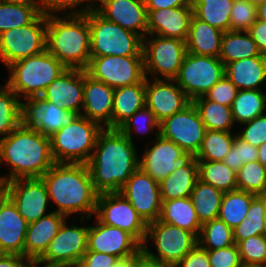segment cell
<instances>
[{
	"label": "cell",
	"instance_id": "48",
	"mask_svg": "<svg viewBox=\"0 0 266 267\" xmlns=\"http://www.w3.org/2000/svg\"><path fill=\"white\" fill-rule=\"evenodd\" d=\"M257 20V6L249 0H234L230 15V30L248 32Z\"/></svg>",
	"mask_w": 266,
	"mask_h": 267
},
{
	"label": "cell",
	"instance_id": "55",
	"mask_svg": "<svg viewBox=\"0 0 266 267\" xmlns=\"http://www.w3.org/2000/svg\"><path fill=\"white\" fill-rule=\"evenodd\" d=\"M175 267H211L208 251L197 244Z\"/></svg>",
	"mask_w": 266,
	"mask_h": 267
},
{
	"label": "cell",
	"instance_id": "22",
	"mask_svg": "<svg viewBox=\"0 0 266 267\" xmlns=\"http://www.w3.org/2000/svg\"><path fill=\"white\" fill-rule=\"evenodd\" d=\"M94 9L108 21L139 35L147 34L148 13L144 0H98Z\"/></svg>",
	"mask_w": 266,
	"mask_h": 267
},
{
	"label": "cell",
	"instance_id": "63",
	"mask_svg": "<svg viewBox=\"0 0 266 267\" xmlns=\"http://www.w3.org/2000/svg\"><path fill=\"white\" fill-rule=\"evenodd\" d=\"M257 19L266 22V2L257 6Z\"/></svg>",
	"mask_w": 266,
	"mask_h": 267
},
{
	"label": "cell",
	"instance_id": "11",
	"mask_svg": "<svg viewBox=\"0 0 266 267\" xmlns=\"http://www.w3.org/2000/svg\"><path fill=\"white\" fill-rule=\"evenodd\" d=\"M143 39L144 72L161 74L163 79L174 80L187 53L185 41L178 38H164L149 35Z\"/></svg>",
	"mask_w": 266,
	"mask_h": 267
},
{
	"label": "cell",
	"instance_id": "42",
	"mask_svg": "<svg viewBox=\"0 0 266 267\" xmlns=\"http://www.w3.org/2000/svg\"><path fill=\"white\" fill-rule=\"evenodd\" d=\"M235 135L231 131L206 130L197 160L222 161L231 149Z\"/></svg>",
	"mask_w": 266,
	"mask_h": 267
},
{
	"label": "cell",
	"instance_id": "47",
	"mask_svg": "<svg viewBox=\"0 0 266 267\" xmlns=\"http://www.w3.org/2000/svg\"><path fill=\"white\" fill-rule=\"evenodd\" d=\"M241 262L244 265H266V236L256 235L238 244Z\"/></svg>",
	"mask_w": 266,
	"mask_h": 267
},
{
	"label": "cell",
	"instance_id": "43",
	"mask_svg": "<svg viewBox=\"0 0 266 267\" xmlns=\"http://www.w3.org/2000/svg\"><path fill=\"white\" fill-rule=\"evenodd\" d=\"M0 88V136L7 137L21 124L20 98L5 84Z\"/></svg>",
	"mask_w": 266,
	"mask_h": 267
},
{
	"label": "cell",
	"instance_id": "52",
	"mask_svg": "<svg viewBox=\"0 0 266 267\" xmlns=\"http://www.w3.org/2000/svg\"><path fill=\"white\" fill-rule=\"evenodd\" d=\"M246 126L237 135L253 146L259 147L266 141V113L259 115L249 122L243 123Z\"/></svg>",
	"mask_w": 266,
	"mask_h": 267
},
{
	"label": "cell",
	"instance_id": "4",
	"mask_svg": "<svg viewBox=\"0 0 266 267\" xmlns=\"http://www.w3.org/2000/svg\"><path fill=\"white\" fill-rule=\"evenodd\" d=\"M90 43L87 14L47 16L46 50L67 69H86L91 58Z\"/></svg>",
	"mask_w": 266,
	"mask_h": 267
},
{
	"label": "cell",
	"instance_id": "6",
	"mask_svg": "<svg viewBox=\"0 0 266 267\" xmlns=\"http://www.w3.org/2000/svg\"><path fill=\"white\" fill-rule=\"evenodd\" d=\"M102 129L98 123L78 115L70 124L50 137L55 163L87 164Z\"/></svg>",
	"mask_w": 266,
	"mask_h": 267
},
{
	"label": "cell",
	"instance_id": "39",
	"mask_svg": "<svg viewBox=\"0 0 266 267\" xmlns=\"http://www.w3.org/2000/svg\"><path fill=\"white\" fill-rule=\"evenodd\" d=\"M199 180L223 192L237 190L236 172L222 161L197 160Z\"/></svg>",
	"mask_w": 266,
	"mask_h": 267
},
{
	"label": "cell",
	"instance_id": "30",
	"mask_svg": "<svg viewBox=\"0 0 266 267\" xmlns=\"http://www.w3.org/2000/svg\"><path fill=\"white\" fill-rule=\"evenodd\" d=\"M146 82L115 88L112 110V129H118L136 111L146 106Z\"/></svg>",
	"mask_w": 266,
	"mask_h": 267
},
{
	"label": "cell",
	"instance_id": "58",
	"mask_svg": "<svg viewBox=\"0 0 266 267\" xmlns=\"http://www.w3.org/2000/svg\"><path fill=\"white\" fill-rule=\"evenodd\" d=\"M27 263L28 260L22 255L0 253V267H26Z\"/></svg>",
	"mask_w": 266,
	"mask_h": 267
},
{
	"label": "cell",
	"instance_id": "10",
	"mask_svg": "<svg viewBox=\"0 0 266 267\" xmlns=\"http://www.w3.org/2000/svg\"><path fill=\"white\" fill-rule=\"evenodd\" d=\"M149 238L154 242L158 254L152 253L145 245ZM197 244V237L193 233L156 220L148 223L142 250L149 257L175 267Z\"/></svg>",
	"mask_w": 266,
	"mask_h": 267
},
{
	"label": "cell",
	"instance_id": "1",
	"mask_svg": "<svg viewBox=\"0 0 266 267\" xmlns=\"http://www.w3.org/2000/svg\"><path fill=\"white\" fill-rule=\"evenodd\" d=\"M87 165L96 192L113 193L139 168V158L134 142L119 129L103 128Z\"/></svg>",
	"mask_w": 266,
	"mask_h": 267
},
{
	"label": "cell",
	"instance_id": "7",
	"mask_svg": "<svg viewBox=\"0 0 266 267\" xmlns=\"http://www.w3.org/2000/svg\"><path fill=\"white\" fill-rule=\"evenodd\" d=\"M90 28V57L143 56V39L108 21L95 9L87 13Z\"/></svg>",
	"mask_w": 266,
	"mask_h": 267
},
{
	"label": "cell",
	"instance_id": "53",
	"mask_svg": "<svg viewBox=\"0 0 266 267\" xmlns=\"http://www.w3.org/2000/svg\"><path fill=\"white\" fill-rule=\"evenodd\" d=\"M238 93V88L224 76L205 95L208 100L231 107Z\"/></svg>",
	"mask_w": 266,
	"mask_h": 267
},
{
	"label": "cell",
	"instance_id": "65",
	"mask_svg": "<svg viewBox=\"0 0 266 267\" xmlns=\"http://www.w3.org/2000/svg\"><path fill=\"white\" fill-rule=\"evenodd\" d=\"M253 5L258 6L261 3L266 2V0H249Z\"/></svg>",
	"mask_w": 266,
	"mask_h": 267
},
{
	"label": "cell",
	"instance_id": "57",
	"mask_svg": "<svg viewBox=\"0 0 266 267\" xmlns=\"http://www.w3.org/2000/svg\"><path fill=\"white\" fill-rule=\"evenodd\" d=\"M146 10L192 6V0H144Z\"/></svg>",
	"mask_w": 266,
	"mask_h": 267
},
{
	"label": "cell",
	"instance_id": "31",
	"mask_svg": "<svg viewBox=\"0 0 266 267\" xmlns=\"http://www.w3.org/2000/svg\"><path fill=\"white\" fill-rule=\"evenodd\" d=\"M158 220L187 230L197 238L202 227L190 197L162 201Z\"/></svg>",
	"mask_w": 266,
	"mask_h": 267
},
{
	"label": "cell",
	"instance_id": "24",
	"mask_svg": "<svg viewBox=\"0 0 266 267\" xmlns=\"http://www.w3.org/2000/svg\"><path fill=\"white\" fill-rule=\"evenodd\" d=\"M28 222L0 189V253L24 256Z\"/></svg>",
	"mask_w": 266,
	"mask_h": 267
},
{
	"label": "cell",
	"instance_id": "20",
	"mask_svg": "<svg viewBox=\"0 0 266 267\" xmlns=\"http://www.w3.org/2000/svg\"><path fill=\"white\" fill-rule=\"evenodd\" d=\"M158 76L154 77L153 82L146 78L145 98L146 107L154 113L160 123L184 109L192 101L175 80H163Z\"/></svg>",
	"mask_w": 266,
	"mask_h": 267
},
{
	"label": "cell",
	"instance_id": "62",
	"mask_svg": "<svg viewBox=\"0 0 266 267\" xmlns=\"http://www.w3.org/2000/svg\"><path fill=\"white\" fill-rule=\"evenodd\" d=\"M258 161L266 168V141L258 147Z\"/></svg>",
	"mask_w": 266,
	"mask_h": 267
},
{
	"label": "cell",
	"instance_id": "29",
	"mask_svg": "<svg viewBox=\"0 0 266 267\" xmlns=\"http://www.w3.org/2000/svg\"><path fill=\"white\" fill-rule=\"evenodd\" d=\"M223 34V31L210 26L193 15L185 41L187 52L219 57Z\"/></svg>",
	"mask_w": 266,
	"mask_h": 267
},
{
	"label": "cell",
	"instance_id": "15",
	"mask_svg": "<svg viewBox=\"0 0 266 267\" xmlns=\"http://www.w3.org/2000/svg\"><path fill=\"white\" fill-rule=\"evenodd\" d=\"M155 134V144L145 150L143 157L139 159V168L160 183L176 169L188 165L195 156L163 138L159 135V130Z\"/></svg>",
	"mask_w": 266,
	"mask_h": 267
},
{
	"label": "cell",
	"instance_id": "36",
	"mask_svg": "<svg viewBox=\"0 0 266 267\" xmlns=\"http://www.w3.org/2000/svg\"><path fill=\"white\" fill-rule=\"evenodd\" d=\"M256 196L242 190L224 192L218 218L230 228H235L247 218L250 204Z\"/></svg>",
	"mask_w": 266,
	"mask_h": 267
},
{
	"label": "cell",
	"instance_id": "32",
	"mask_svg": "<svg viewBox=\"0 0 266 267\" xmlns=\"http://www.w3.org/2000/svg\"><path fill=\"white\" fill-rule=\"evenodd\" d=\"M198 179V162L194 158L188 165L176 169L159 183L161 200L190 197Z\"/></svg>",
	"mask_w": 266,
	"mask_h": 267
},
{
	"label": "cell",
	"instance_id": "19",
	"mask_svg": "<svg viewBox=\"0 0 266 267\" xmlns=\"http://www.w3.org/2000/svg\"><path fill=\"white\" fill-rule=\"evenodd\" d=\"M120 193L147 224L159 219L162 206L159 183L140 168L122 186Z\"/></svg>",
	"mask_w": 266,
	"mask_h": 267
},
{
	"label": "cell",
	"instance_id": "40",
	"mask_svg": "<svg viewBox=\"0 0 266 267\" xmlns=\"http://www.w3.org/2000/svg\"><path fill=\"white\" fill-rule=\"evenodd\" d=\"M266 209V195H257L251 202L247 212V218L233 228L234 242L256 235H264V213Z\"/></svg>",
	"mask_w": 266,
	"mask_h": 267
},
{
	"label": "cell",
	"instance_id": "54",
	"mask_svg": "<svg viewBox=\"0 0 266 267\" xmlns=\"http://www.w3.org/2000/svg\"><path fill=\"white\" fill-rule=\"evenodd\" d=\"M118 259L111 254L87 251L77 267H111Z\"/></svg>",
	"mask_w": 266,
	"mask_h": 267
},
{
	"label": "cell",
	"instance_id": "28",
	"mask_svg": "<svg viewBox=\"0 0 266 267\" xmlns=\"http://www.w3.org/2000/svg\"><path fill=\"white\" fill-rule=\"evenodd\" d=\"M225 76L238 90H261V84L266 82V56L227 63Z\"/></svg>",
	"mask_w": 266,
	"mask_h": 267
},
{
	"label": "cell",
	"instance_id": "5",
	"mask_svg": "<svg viewBox=\"0 0 266 267\" xmlns=\"http://www.w3.org/2000/svg\"><path fill=\"white\" fill-rule=\"evenodd\" d=\"M6 85L18 96L26 99L41 96L45 89L67 68L47 50L11 64Z\"/></svg>",
	"mask_w": 266,
	"mask_h": 267
},
{
	"label": "cell",
	"instance_id": "56",
	"mask_svg": "<svg viewBox=\"0 0 266 267\" xmlns=\"http://www.w3.org/2000/svg\"><path fill=\"white\" fill-rule=\"evenodd\" d=\"M248 32L257 44L259 52L266 56V22L257 19Z\"/></svg>",
	"mask_w": 266,
	"mask_h": 267
},
{
	"label": "cell",
	"instance_id": "60",
	"mask_svg": "<svg viewBox=\"0 0 266 267\" xmlns=\"http://www.w3.org/2000/svg\"><path fill=\"white\" fill-rule=\"evenodd\" d=\"M10 4H19L34 7L39 13H41V0H1Z\"/></svg>",
	"mask_w": 266,
	"mask_h": 267
},
{
	"label": "cell",
	"instance_id": "3",
	"mask_svg": "<svg viewBox=\"0 0 266 267\" xmlns=\"http://www.w3.org/2000/svg\"><path fill=\"white\" fill-rule=\"evenodd\" d=\"M10 165V175L0 176V185L18 178H41L55 163L51 140L35 129L20 124L0 138V164Z\"/></svg>",
	"mask_w": 266,
	"mask_h": 267
},
{
	"label": "cell",
	"instance_id": "13",
	"mask_svg": "<svg viewBox=\"0 0 266 267\" xmlns=\"http://www.w3.org/2000/svg\"><path fill=\"white\" fill-rule=\"evenodd\" d=\"M95 216L105 225L127 231L143 245L148 224L120 192L98 194Z\"/></svg>",
	"mask_w": 266,
	"mask_h": 267
},
{
	"label": "cell",
	"instance_id": "26",
	"mask_svg": "<svg viewBox=\"0 0 266 267\" xmlns=\"http://www.w3.org/2000/svg\"><path fill=\"white\" fill-rule=\"evenodd\" d=\"M147 35L186 41L193 16L192 6L147 10Z\"/></svg>",
	"mask_w": 266,
	"mask_h": 267
},
{
	"label": "cell",
	"instance_id": "44",
	"mask_svg": "<svg viewBox=\"0 0 266 267\" xmlns=\"http://www.w3.org/2000/svg\"><path fill=\"white\" fill-rule=\"evenodd\" d=\"M236 179L237 190L266 195V168L258 160L242 165Z\"/></svg>",
	"mask_w": 266,
	"mask_h": 267
},
{
	"label": "cell",
	"instance_id": "17",
	"mask_svg": "<svg viewBox=\"0 0 266 267\" xmlns=\"http://www.w3.org/2000/svg\"><path fill=\"white\" fill-rule=\"evenodd\" d=\"M65 220L58 234L50 241L44 255L38 260L40 264L55 266H77L87 252L89 227L66 225Z\"/></svg>",
	"mask_w": 266,
	"mask_h": 267
},
{
	"label": "cell",
	"instance_id": "9",
	"mask_svg": "<svg viewBox=\"0 0 266 267\" xmlns=\"http://www.w3.org/2000/svg\"><path fill=\"white\" fill-rule=\"evenodd\" d=\"M225 76V64L219 57L187 52L174 79L191 101L206 93Z\"/></svg>",
	"mask_w": 266,
	"mask_h": 267
},
{
	"label": "cell",
	"instance_id": "18",
	"mask_svg": "<svg viewBox=\"0 0 266 267\" xmlns=\"http://www.w3.org/2000/svg\"><path fill=\"white\" fill-rule=\"evenodd\" d=\"M25 101L21 102V124L49 138L79 115L59 108L41 96L26 98Z\"/></svg>",
	"mask_w": 266,
	"mask_h": 267
},
{
	"label": "cell",
	"instance_id": "41",
	"mask_svg": "<svg viewBox=\"0 0 266 267\" xmlns=\"http://www.w3.org/2000/svg\"><path fill=\"white\" fill-rule=\"evenodd\" d=\"M197 240L204 250H216L235 244L233 229L219 218L204 223Z\"/></svg>",
	"mask_w": 266,
	"mask_h": 267
},
{
	"label": "cell",
	"instance_id": "46",
	"mask_svg": "<svg viewBox=\"0 0 266 267\" xmlns=\"http://www.w3.org/2000/svg\"><path fill=\"white\" fill-rule=\"evenodd\" d=\"M258 160V147L242 140L237 134L228 154L222 160L230 169L237 172L242 165Z\"/></svg>",
	"mask_w": 266,
	"mask_h": 267
},
{
	"label": "cell",
	"instance_id": "8",
	"mask_svg": "<svg viewBox=\"0 0 266 267\" xmlns=\"http://www.w3.org/2000/svg\"><path fill=\"white\" fill-rule=\"evenodd\" d=\"M47 16L40 13L30 24L0 34V60L7 68L46 50Z\"/></svg>",
	"mask_w": 266,
	"mask_h": 267
},
{
	"label": "cell",
	"instance_id": "25",
	"mask_svg": "<svg viewBox=\"0 0 266 267\" xmlns=\"http://www.w3.org/2000/svg\"><path fill=\"white\" fill-rule=\"evenodd\" d=\"M114 91V88L92 78L84 70V112L81 115L98 123L102 128L112 129Z\"/></svg>",
	"mask_w": 266,
	"mask_h": 267
},
{
	"label": "cell",
	"instance_id": "16",
	"mask_svg": "<svg viewBox=\"0 0 266 267\" xmlns=\"http://www.w3.org/2000/svg\"><path fill=\"white\" fill-rule=\"evenodd\" d=\"M28 223L45 214L49 201L48 190L42 178H18L0 185Z\"/></svg>",
	"mask_w": 266,
	"mask_h": 267
},
{
	"label": "cell",
	"instance_id": "68",
	"mask_svg": "<svg viewBox=\"0 0 266 267\" xmlns=\"http://www.w3.org/2000/svg\"><path fill=\"white\" fill-rule=\"evenodd\" d=\"M59 267H63V266H59ZM65 267H77V266H65Z\"/></svg>",
	"mask_w": 266,
	"mask_h": 267
},
{
	"label": "cell",
	"instance_id": "51",
	"mask_svg": "<svg viewBox=\"0 0 266 267\" xmlns=\"http://www.w3.org/2000/svg\"><path fill=\"white\" fill-rule=\"evenodd\" d=\"M207 251L211 267H243L236 243L226 248Z\"/></svg>",
	"mask_w": 266,
	"mask_h": 267
},
{
	"label": "cell",
	"instance_id": "27",
	"mask_svg": "<svg viewBox=\"0 0 266 267\" xmlns=\"http://www.w3.org/2000/svg\"><path fill=\"white\" fill-rule=\"evenodd\" d=\"M65 220H67L66 216L52 211L29 223L25 235L24 257L28 261H38Z\"/></svg>",
	"mask_w": 266,
	"mask_h": 267
},
{
	"label": "cell",
	"instance_id": "21",
	"mask_svg": "<svg viewBox=\"0 0 266 267\" xmlns=\"http://www.w3.org/2000/svg\"><path fill=\"white\" fill-rule=\"evenodd\" d=\"M89 226L87 251L107 253L120 258L137 256L142 245L127 231L101 223Z\"/></svg>",
	"mask_w": 266,
	"mask_h": 267
},
{
	"label": "cell",
	"instance_id": "34",
	"mask_svg": "<svg viewBox=\"0 0 266 267\" xmlns=\"http://www.w3.org/2000/svg\"><path fill=\"white\" fill-rule=\"evenodd\" d=\"M234 0H192L193 15L223 32L230 31Z\"/></svg>",
	"mask_w": 266,
	"mask_h": 267
},
{
	"label": "cell",
	"instance_id": "50",
	"mask_svg": "<svg viewBox=\"0 0 266 267\" xmlns=\"http://www.w3.org/2000/svg\"><path fill=\"white\" fill-rule=\"evenodd\" d=\"M83 2L88 3L85 4L86 6H82L83 9L81 8L80 10H77L76 8L78 5H83ZM93 2H95V0H41V13L45 16H53V13L56 11H65L69 9L72 11H70L68 15L87 14L94 9L95 4Z\"/></svg>",
	"mask_w": 266,
	"mask_h": 267
},
{
	"label": "cell",
	"instance_id": "64",
	"mask_svg": "<svg viewBox=\"0 0 266 267\" xmlns=\"http://www.w3.org/2000/svg\"><path fill=\"white\" fill-rule=\"evenodd\" d=\"M37 265L40 266V263L38 261H28L26 267H38ZM41 267H59V266H55V265H42Z\"/></svg>",
	"mask_w": 266,
	"mask_h": 267
},
{
	"label": "cell",
	"instance_id": "37",
	"mask_svg": "<svg viewBox=\"0 0 266 267\" xmlns=\"http://www.w3.org/2000/svg\"><path fill=\"white\" fill-rule=\"evenodd\" d=\"M197 108L206 130L231 131L234 121L231 107L208 100L205 96L192 101Z\"/></svg>",
	"mask_w": 266,
	"mask_h": 267
},
{
	"label": "cell",
	"instance_id": "33",
	"mask_svg": "<svg viewBox=\"0 0 266 267\" xmlns=\"http://www.w3.org/2000/svg\"><path fill=\"white\" fill-rule=\"evenodd\" d=\"M244 33V34H242ZM262 55L257 44L249 32L227 31L224 32L221 42L219 59L227 63Z\"/></svg>",
	"mask_w": 266,
	"mask_h": 267
},
{
	"label": "cell",
	"instance_id": "23",
	"mask_svg": "<svg viewBox=\"0 0 266 267\" xmlns=\"http://www.w3.org/2000/svg\"><path fill=\"white\" fill-rule=\"evenodd\" d=\"M59 108L81 115L84 100V70L67 69L41 95Z\"/></svg>",
	"mask_w": 266,
	"mask_h": 267
},
{
	"label": "cell",
	"instance_id": "67",
	"mask_svg": "<svg viewBox=\"0 0 266 267\" xmlns=\"http://www.w3.org/2000/svg\"><path fill=\"white\" fill-rule=\"evenodd\" d=\"M243 267H266V265H244Z\"/></svg>",
	"mask_w": 266,
	"mask_h": 267
},
{
	"label": "cell",
	"instance_id": "45",
	"mask_svg": "<svg viewBox=\"0 0 266 267\" xmlns=\"http://www.w3.org/2000/svg\"><path fill=\"white\" fill-rule=\"evenodd\" d=\"M39 14L34 7L0 0V34L30 24Z\"/></svg>",
	"mask_w": 266,
	"mask_h": 267
},
{
	"label": "cell",
	"instance_id": "38",
	"mask_svg": "<svg viewBox=\"0 0 266 267\" xmlns=\"http://www.w3.org/2000/svg\"><path fill=\"white\" fill-rule=\"evenodd\" d=\"M265 110L266 98L262 90H238L231 105L233 121L240 124L264 114Z\"/></svg>",
	"mask_w": 266,
	"mask_h": 267
},
{
	"label": "cell",
	"instance_id": "66",
	"mask_svg": "<svg viewBox=\"0 0 266 267\" xmlns=\"http://www.w3.org/2000/svg\"><path fill=\"white\" fill-rule=\"evenodd\" d=\"M264 221H263V224H264V235L266 236V209H265V213H264Z\"/></svg>",
	"mask_w": 266,
	"mask_h": 267
},
{
	"label": "cell",
	"instance_id": "12",
	"mask_svg": "<svg viewBox=\"0 0 266 267\" xmlns=\"http://www.w3.org/2000/svg\"><path fill=\"white\" fill-rule=\"evenodd\" d=\"M86 73L112 88L146 82L143 56L90 58Z\"/></svg>",
	"mask_w": 266,
	"mask_h": 267
},
{
	"label": "cell",
	"instance_id": "49",
	"mask_svg": "<svg viewBox=\"0 0 266 267\" xmlns=\"http://www.w3.org/2000/svg\"><path fill=\"white\" fill-rule=\"evenodd\" d=\"M132 127L135 132H143V134L159 130V122L154 116V113L146 106L136 111L128 120H126L118 129L126 135L132 142Z\"/></svg>",
	"mask_w": 266,
	"mask_h": 267
},
{
	"label": "cell",
	"instance_id": "14",
	"mask_svg": "<svg viewBox=\"0 0 266 267\" xmlns=\"http://www.w3.org/2000/svg\"><path fill=\"white\" fill-rule=\"evenodd\" d=\"M205 133L206 127L192 102L159 123V135L171 140L182 150L194 156L200 150Z\"/></svg>",
	"mask_w": 266,
	"mask_h": 267
},
{
	"label": "cell",
	"instance_id": "35",
	"mask_svg": "<svg viewBox=\"0 0 266 267\" xmlns=\"http://www.w3.org/2000/svg\"><path fill=\"white\" fill-rule=\"evenodd\" d=\"M223 194V191L212 185L197 180L190 198L202 225L218 218Z\"/></svg>",
	"mask_w": 266,
	"mask_h": 267
},
{
	"label": "cell",
	"instance_id": "59",
	"mask_svg": "<svg viewBox=\"0 0 266 267\" xmlns=\"http://www.w3.org/2000/svg\"><path fill=\"white\" fill-rule=\"evenodd\" d=\"M136 267H173L170 264L149 257L143 250L137 255Z\"/></svg>",
	"mask_w": 266,
	"mask_h": 267
},
{
	"label": "cell",
	"instance_id": "61",
	"mask_svg": "<svg viewBox=\"0 0 266 267\" xmlns=\"http://www.w3.org/2000/svg\"><path fill=\"white\" fill-rule=\"evenodd\" d=\"M137 256L118 259L111 267H136Z\"/></svg>",
	"mask_w": 266,
	"mask_h": 267
},
{
	"label": "cell",
	"instance_id": "2",
	"mask_svg": "<svg viewBox=\"0 0 266 267\" xmlns=\"http://www.w3.org/2000/svg\"><path fill=\"white\" fill-rule=\"evenodd\" d=\"M41 178L47 186L49 200L58 207L53 212L67 218L82 213L84 220L95 215L98 193L87 164L54 163Z\"/></svg>",
	"mask_w": 266,
	"mask_h": 267
}]
</instances>
